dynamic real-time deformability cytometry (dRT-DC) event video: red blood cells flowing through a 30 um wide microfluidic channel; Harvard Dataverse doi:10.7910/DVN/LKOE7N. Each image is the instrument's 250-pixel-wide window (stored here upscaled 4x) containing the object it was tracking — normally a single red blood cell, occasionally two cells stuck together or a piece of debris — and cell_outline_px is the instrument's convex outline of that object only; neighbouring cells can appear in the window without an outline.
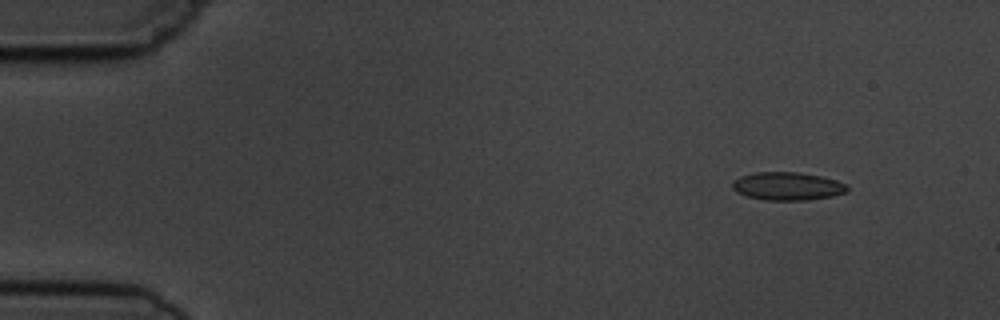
{"species": "common noctule bat (a hibernating species)", "species_latin": "Nyctalus noctula", "temperature_condition": "cold", "stored_images_in_passage": 5, "camera_frame_rate_fps": 3000, "um_per_image_px": 0.085, "animal": {"sex": "male", "body_mass_g": 19.5, "forearm_length_mm": 54.6}, "frame": {"image": 1, "passage_image": 2, "time_ms": 1.0, "image_size_px": [1000, 320], "cell_outline_px": [[848, 192], [832, 196], [808, 200], [764, 200], [748, 196], [736, 192], [732, 188], [732, 180], [740, 176], [756, 172], [800, 172], [820, 176], [836, 180], [848, 184]], "centroid_in_image_um": [66.94, 15.82], "position_along_channel_um": 18.1, "area_um2": 18.96}}
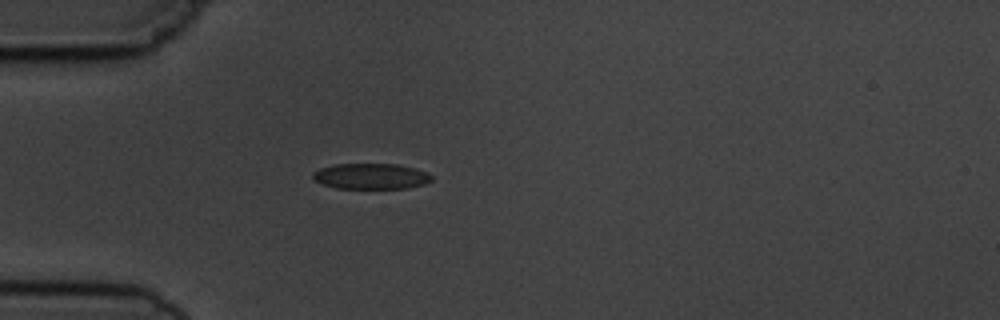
{"frame": {"image": 2, "passage_image": 5, "time_ms": 4.333, "image_size_px": [1000, 320], "cell_outline_px": [[432, 180], [424, 184], [408, 188], [336, 188], [312, 180], [312, 172], [320, 168], [336, 164], [396, 164], [428, 172], [432, 176]], "centroid_in_image_um": [31.51, 14.98], "position_along_channel_um": 53.5, "area_um2": 17.74}}